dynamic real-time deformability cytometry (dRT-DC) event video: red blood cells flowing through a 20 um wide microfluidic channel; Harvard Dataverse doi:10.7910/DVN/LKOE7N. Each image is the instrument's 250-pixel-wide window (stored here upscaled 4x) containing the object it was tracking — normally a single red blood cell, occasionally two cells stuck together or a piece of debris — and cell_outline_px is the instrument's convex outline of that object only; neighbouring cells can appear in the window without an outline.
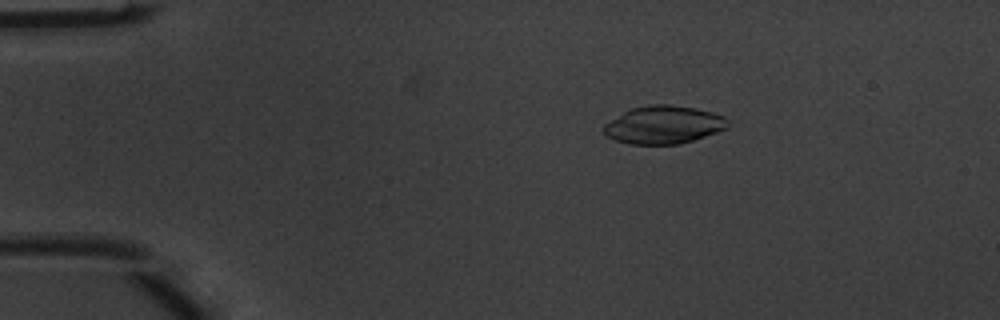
{"species": "common noctule bat (a hibernating species)", "species_latin": "Nyctalus noctula", "temperature_condition": "warm", "stored_images_in_passage": 51, "camera_frame_rate_fps": 3000, "um_per_image_px": 0.085, "animal": {"sex": "male", "body_mass_g": 20.1, "forearm_length_mm": 53.5}, "frame": {"image": 1, "passage_image": 10, "time_ms": 3.0, "image_size_px": [1000, 320], "cell_outline_px": [[728, 128], [680, 144], [628, 144], [616, 140], [608, 136], [604, 132], [604, 124], [624, 112], [632, 108], [648, 104], [672, 104], [696, 108], [712, 112], [724, 116], [728, 120]], "centroid_in_image_um": [56.42, 10.6], "position_along_channel_um": 28.6, "area_um2": 27.34}}
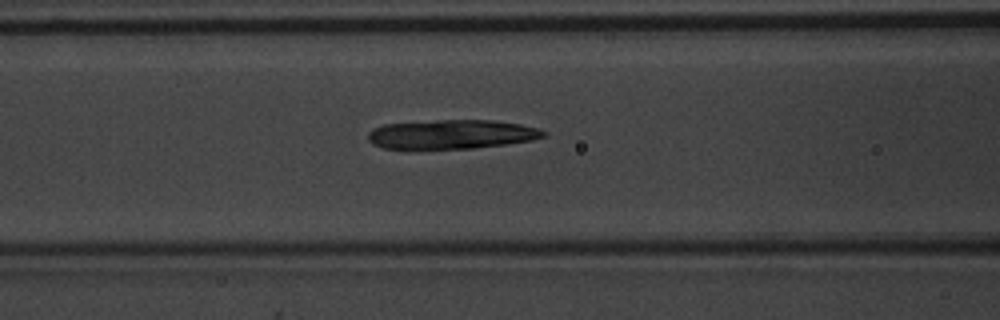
{"frame": {"image": 2, "passage_image": 22, "time_ms": 7.0, "image_size_px": [1000, 320], "cell_outline_px": [[548, 136], [532, 140], [476, 148], [384, 148], [372, 144], [368, 140], [368, 132], [372, 128], [384, 124], [440, 120], [492, 120], [520, 124], [536, 128], [548, 132]], "centroid_in_image_um": [38.4, 11.41], "position_along_channel_um": 128.2, "area_um2": 29.71}}
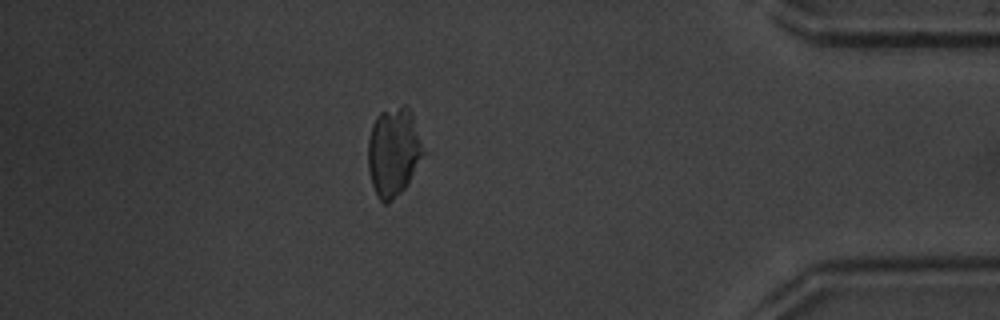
{"frame": {"image": 3, "passage_image": 45, "time_ms": 14.667, "image_size_px": [1000, 320], "cell_outline_px": [[428, 152], [408, 184], [388, 204], [384, 204], [380, 200], [372, 184], [368, 172], [368, 140], [372, 124], [376, 116], [380, 112], [404, 104], [412, 112]], "centroid_in_image_um": [33.51, 12.89], "position_along_channel_um": 401.7, "area_um2": 29.48}, "authors_computed_cell_mechanics": {"area_um2": 29.7092, "velocity_mm_per_s": 4.0451, "shape_relaxation_time_tau1_ms": 3.1546, "shape_relaxation_time_tau2_ms": 3.6993, "deformation_change_tau1": 0.1145, "deformation_change_tau2": 0.0776}}